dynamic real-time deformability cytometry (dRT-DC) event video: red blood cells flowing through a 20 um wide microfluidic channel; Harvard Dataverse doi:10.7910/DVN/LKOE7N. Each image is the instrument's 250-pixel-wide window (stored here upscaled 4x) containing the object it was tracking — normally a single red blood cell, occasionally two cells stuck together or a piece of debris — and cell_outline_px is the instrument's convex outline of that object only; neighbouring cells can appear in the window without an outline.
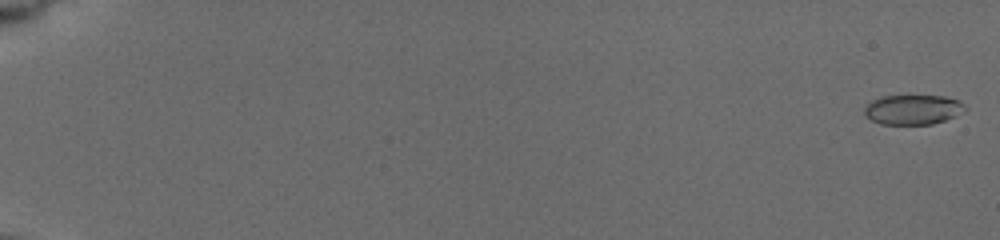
{"species": "common noctule bat (a hibernating species)", "species_latin": "Nyctalus noctula", "temperature_condition": "cold", "stored_images_in_passage": 19, "camera_frame_rate_fps": 3000, "um_per_image_px": 0.085, "animal": {"sex": "female", "body_mass_g": 19.5, "forearm_length_mm": 54.1}, "frame": {"image": 1, "passage_image": 1, "time_ms": 0.0, "image_size_px": [1000, 240], "cell_outline_px": [[968, 108], [964, 112], [956, 116], [932, 124], [880, 124], [864, 116], [864, 108], [872, 100], [880, 96], [908, 92], [944, 96], [956, 100], [964, 104]], "centroid_in_image_um": [77.58, 9.25], "position_along_channel_um": 7.4, "area_um2": 18.44}}
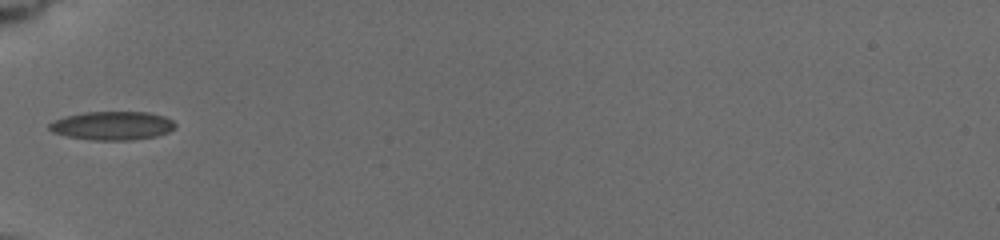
{"frame": {"image": 2, "passage_image": 17, "time_ms": 7.333, "image_size_px": [1000, 240], "cell_outline_px": [[176, 128], [168, 132], [156, 136], [132, 140], [92, 140], [68, 136], [52, 132], [48, 128], [48, 124], [52, 120], [64, 116], [84, 112], [148, 112], [164, 116], [172, 120], [176, 124]], "centroid_in_image_um": [9.53, 10.68], "position_along_channel_um": 75.5, "area_um2": 21.15}}
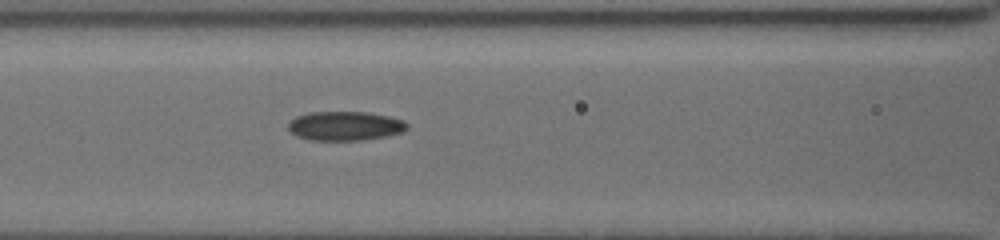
{"frame": {"image": 3, "passage_image": 19, "time_ms": 9.0, "image_size_px": [1000, 240], "cell_outline_px": [[408, 128], [404, 132], [384, 136], [360, 140], [308, 140], [296, 136], [288, 128], [288, 120], [296, 116], [308, 112], [368, 112], [388, 116], [404, 120], [408, 124]], "centroid_in_image_um": [29.31, 10.7], "position_along_channel_um": 137.3, "area_um2": 20.35}}